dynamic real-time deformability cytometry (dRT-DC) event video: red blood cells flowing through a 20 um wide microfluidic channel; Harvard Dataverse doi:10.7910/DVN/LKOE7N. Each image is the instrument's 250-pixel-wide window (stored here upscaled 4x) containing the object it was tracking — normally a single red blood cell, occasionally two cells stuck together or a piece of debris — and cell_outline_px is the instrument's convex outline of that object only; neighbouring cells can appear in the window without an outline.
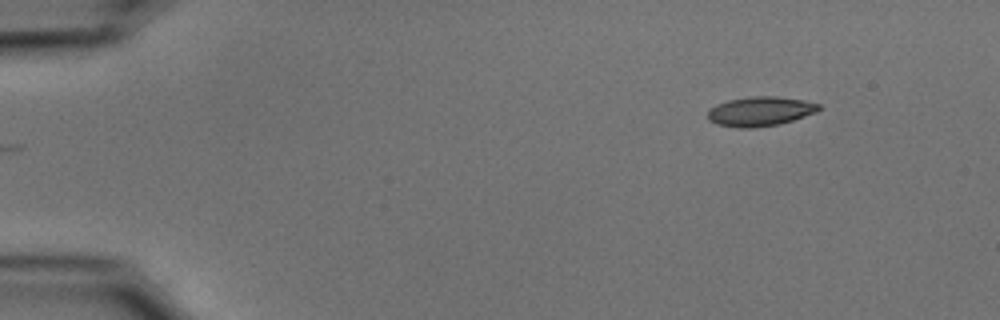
{"species": "common noctule bat (a hibernating species)", "species_latin": "Nyctalus noctula", "temperature_condition": "cold", "stored_images_in_passage": 49, "camera_frame_rate_fps": 3000, "um_per_image_px": 0.085, "animal": {"sex": "male", "body_mass_g": 15.6}, "frame": {"image": 1, "passage_image": 1, "time_ms": 0.0, "image_size_px": [1000, 320], "cell_outline_px": [[820, 108], [816, 112], [780, 124], [752, 128], [740, 128], [716, 124], [708, 120], [708, 112], [716, 104], [728, 100], [752, 96], [776, 96], [804, 100], [820, 104]], "centroid_in_image_um": [64.61, 9.46], "position_along_channel_um": 20.4, "area_um2": 19.02}}
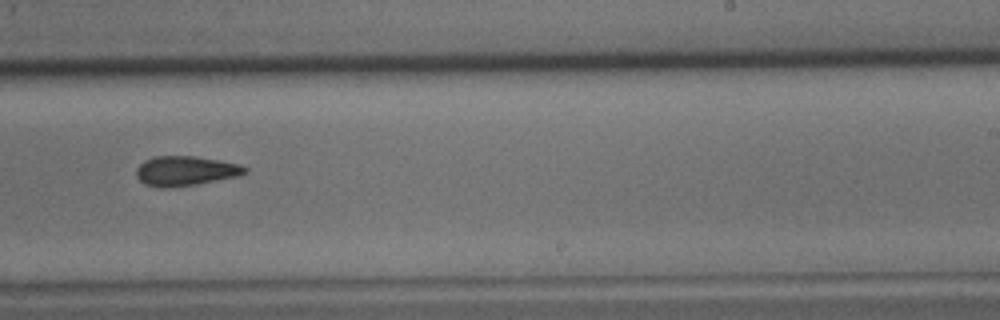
{"frame": {"image": 2, "passage_image": 29, "time_ms": 9.333, "image_size_px": [1000, 320], "cell_outline_px": [[248, 172], [236, 176], [196, 184], [168, 188], [160, 188], [144, 184], [136, 176], [136, 168], [144, 160], [156, 156], [196, 156], [220, 160], [240, 164], [248, 168]], "centroid_in_image_um": [15.75, 14.52], "position_along_channel_um": 273.3, "area_um2": 18.84}}
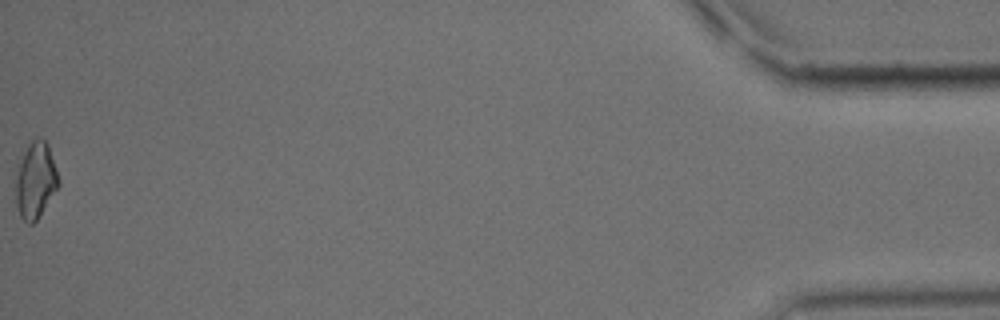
{"frame": {"image": 3, "passage_image": 49, "time_ms": 16.0, "image_size_px": [1000, 320], "cell_outline_px": [[60, 184], [36, 220], [32, 224], [28, 224], [20, 216], [16, 204], [16, 176], [20, 156], [28, 144], [36, 136], [40, 136], [48, 144], [60, 180]], "centroid_in_image_um": [3.01, 15.28], "position_along_channel_um": 432.2, "area_um2": 19.07}, "authors_computed_cell_mechanics": {"area_um2": 18.8428, "velocity_mm_per_s": 3.7356, "shape_relaxation_time_tau1_ms": null, "shape_relaxation_time_tau2_ms": 3.8936, "deformation_change_tau1": null, "deformation_change_tau2": 0.1058}}